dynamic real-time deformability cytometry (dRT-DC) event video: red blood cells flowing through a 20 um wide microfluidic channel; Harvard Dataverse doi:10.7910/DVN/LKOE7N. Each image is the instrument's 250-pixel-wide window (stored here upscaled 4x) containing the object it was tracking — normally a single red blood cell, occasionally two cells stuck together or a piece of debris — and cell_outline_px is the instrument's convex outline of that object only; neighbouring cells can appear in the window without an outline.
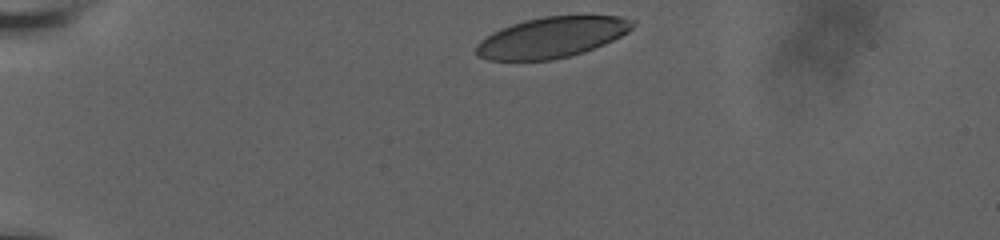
{"species": "human", "species_latin": "Homo sapiens", "temperature_condition": "room temperature", "stored_images_in_passage": 37, "camera_frame_rate_fps": 3000, "um_per_image_px": 0.085, "donor": {"sex": "male"}, "frame": {"image": 1, "passage_image": 1, "time_ms": 0.0, "image_size_px": [1000, 240], "cell_outline_px": [[636, 24], [628, 32], [604, 44], [584, 52], [552, 60], [488, 60], [476, 56], [476, 44], [480, 40], [492, 32], [500, 28], [524, 20], [544, 16], [620, 16], [636, 20]], "centroid_in_image_um": [46.89, 3.17], "position_along_channel_um": 38.1, "area_um2": 37.17}}
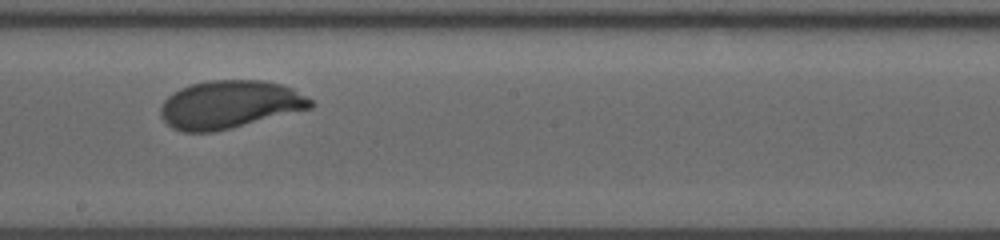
{"frame": {"image": 2, "passage_image": 22, "time_ms": 7.0, "image_size_px": [1000, 240], "cell_outline_px": [[316, 104], [312, 108], [232, 128], [212, 132], [184, 132], [172, 128], [160, 116], [160, 108], [164, 100], [172, 92], [180, 88], [192, 84], [208, 80], [264, 80], [280, 84], [292, 88], [312, 100]], "centroid_in_image_um": [19.51, 8.88], "position_along_channel_um": 228.7, "area_um2": 42.08}}
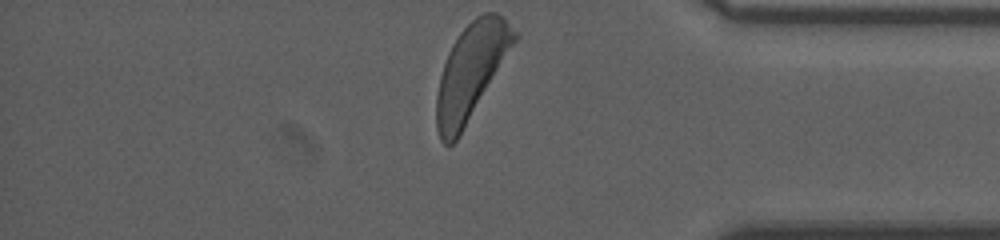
{"frame": {"image": 3, "passage_image": 37, "time_ms": 12.0, "image_size_px": [1000, 240], "cell_outline_px": [[520, 36], [456, 140], [448, 148], [440, 140], [436, 128], [436, 96], [440, 76], [448, 52], [452, 44], [460, 32], [476, 16], [484, 12], [496, 12], [504, 16]], "centroid_in_image_um": [40.04, 6.05], "position_along_channel_um": 395.2, "area_um2": 43.0}, "authors_computed_cell_mechanics": {"area_um2": 41.5004, "velocity_mm_per_s": 3.6622, "shape_relaxation_time_tau1_ms": 3.9921, "shape_relaxation_time_tau2_ms": null, "deformation_change_tau1": 0.1704, "deformation_change_tau2": null}}